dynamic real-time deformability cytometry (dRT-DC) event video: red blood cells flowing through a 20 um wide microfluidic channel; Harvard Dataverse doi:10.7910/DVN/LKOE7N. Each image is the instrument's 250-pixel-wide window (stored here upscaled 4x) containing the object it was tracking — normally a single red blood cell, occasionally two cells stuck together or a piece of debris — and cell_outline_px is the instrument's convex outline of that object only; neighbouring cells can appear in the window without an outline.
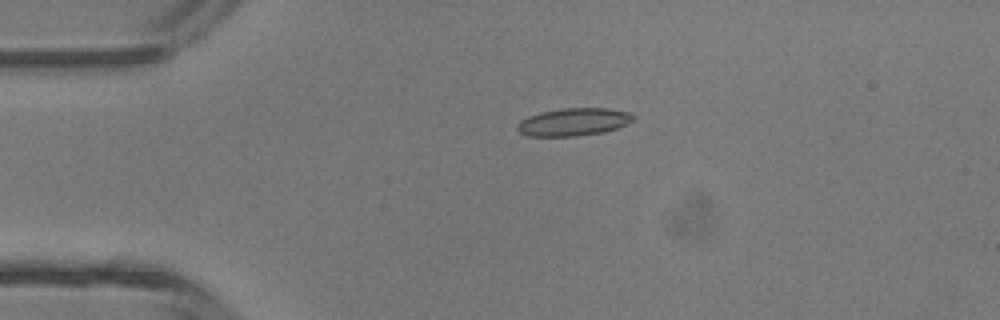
{"species": "common noctule bat (a hibernating species)", "species_latin": "Nyctalus noctula", "temperature_condition": "room temperature", "stored_images_in_passage": 4, "camera_frame_rate_fps": 3000, "um_per_image_px": 0.085, "animal": {"sex": "male", "body_mass_g": 13.3}, "frame": {"image": 1, "passage_image": 3, "time_ms": 2.333, "image_size_px": [1000, 320], "cell_outline_px": [[636, 116], [632, 120], [616, 128], [604, 132], [576, 136], [528, 136], [520, 132], [516, 128], [516, 124], [520, 120], [528, 116], [540, 112], [564, 108], [608, 108], [628, 112]], "centroid_in_image_um": [48.71, 10.36], "position_along_channel_um": 36.3, "area_um2": 18.67}}